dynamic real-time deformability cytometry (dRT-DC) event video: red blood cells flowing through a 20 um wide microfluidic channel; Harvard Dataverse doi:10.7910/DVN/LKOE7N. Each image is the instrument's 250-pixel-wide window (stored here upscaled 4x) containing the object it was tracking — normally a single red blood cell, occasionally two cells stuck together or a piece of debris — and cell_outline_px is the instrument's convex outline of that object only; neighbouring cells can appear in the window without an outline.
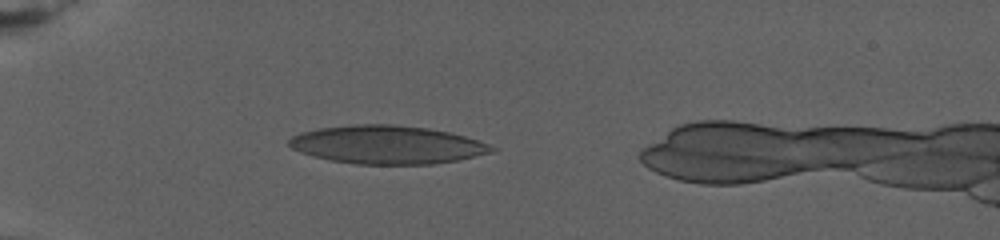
{"species": "human", "species_latin": "Homo sapiens", "temperature_condition": "warm", "stored_images_in_passage": 34, "camera_frame_rate_fps": 3000, "um_per_image_px": 0.085, "donor": {"sex": "female"}, "frame": {"image": 1, "passage_image": 1, "time_ms": 0.0, "image_size_px": [1000, 240], "cell_outline_px": [[500, 148], [496, 152], [456, 160], [432, 164], [356, 164], [332, 160], [312, 156], [300, 152], [292, 148], [288, 144], [288, 140], [292, 136], [300, 132], [320, 128], [352, 124], [392, 124], [428, 128], [448, 132], [464, 136]], "centroid_in_image_um": [32.91, 12.3], "position_along_channel_um": 52.1, "area_um2": 45.26}}
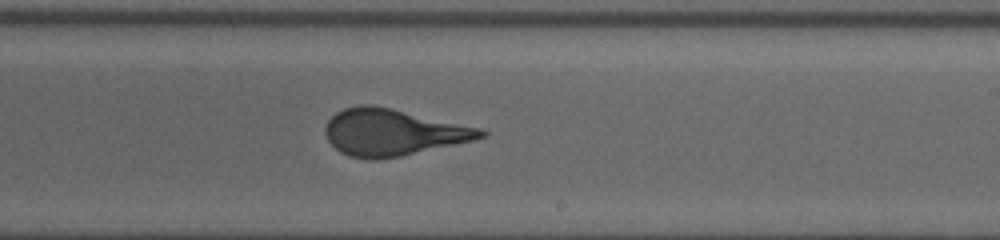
{"frame": {"image": 2, "passage_image": 18, "time_ms": 8.667, "image_size_px": [1000, 240], "cell_outline_px": [[488, 132], [484, 136], [472, 140], [400, 156], [376, 160], [368, 160], [348, 156], [340, 152], [328, 140], [324, 132], [324, 128], [328, 120], [336, 112], [344, 108], [360, 104], [372, 104], [480, 128]], "centroid_in_image_um": [33.31, 11.25], "position_along_channel_um": 255.7, "area_um2": 41.85}}
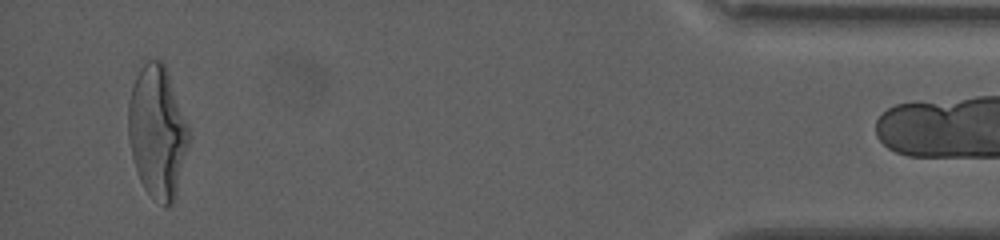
{"frame": {"image": 3, "passage_image": 33, "time_ms": 17.333, "image_size_px": [1000, 240], "cell_outline_px": [[188, 148], [176, 196], [172, 204], [168, 208], [152, 196], [144, 188], [140, 180], [132, 156], [128, 136], [128, 100], [136, 76], [140, 68], [148, 60], [156, 56], [164, 60], [188, 128]], "centroid_in_image_um": [13.36, 11.17], "position_along_channel_um": 421.8, "area_um2": 46.47}}